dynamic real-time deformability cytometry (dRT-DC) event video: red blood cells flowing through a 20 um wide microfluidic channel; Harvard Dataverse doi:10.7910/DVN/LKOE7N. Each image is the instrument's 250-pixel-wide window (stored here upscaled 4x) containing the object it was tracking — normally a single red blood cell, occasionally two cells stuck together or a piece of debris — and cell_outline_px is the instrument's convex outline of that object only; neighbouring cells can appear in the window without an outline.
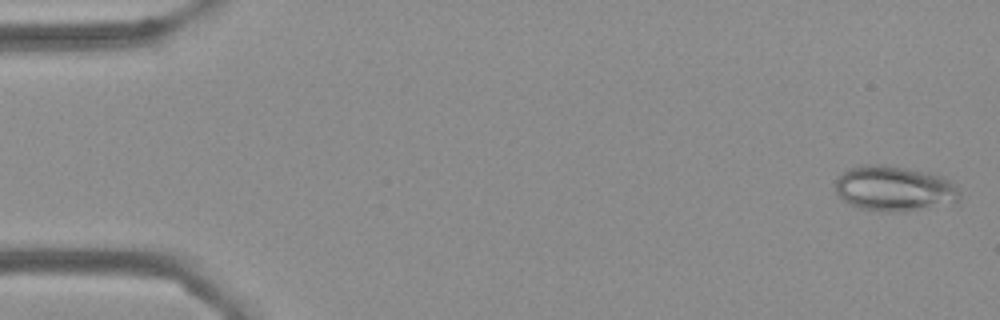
{"species": "Egyptian fruit bat (a non-hibernating species)", "species_latin": "Rousettus aegyptiacus", "temperature_condition": "cold", "stored_images_in_passage": 56, "camera_frame_rate_fps": 3000, "um_per_image_px": 0.085, "frame": {"image": 1, "passage_image": 2, "time_ms": 0.333, "image_size_px": [1000, 320], "cell_outline_px": [[960, 200], [904, 212], [892, 212], [860, 208], [844, 200], [836, 192], [836, 176], [848, 168], [860, 164], [884, 164], [932, 172], [944, 176], [956, 184], [960, 188]], "centroid_in_image_um": [76.03, 15.98], "position_along_channel_um": 9.0, "area_um2": 33.12}}
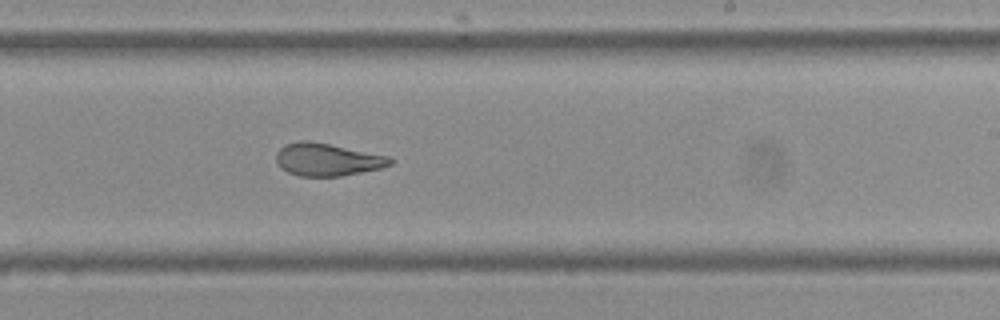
{"frame": {"image": 2, "passage_image": 34, "time_ms": 11.0, "image_size_px": [1000, 320], "cell_outline_px": [[396, 160], [392, 164], [380, 168], [340, 176], [300, 176], [288, 172], [280, 168], [276, 160], [276, 152], [284, 144], [300, 140], [308, 140], [392, 156]], "centroid_in_image_um": [27.84, 13.55], "position_along_channel_um": 261.2, "area_um2": 21.85}}
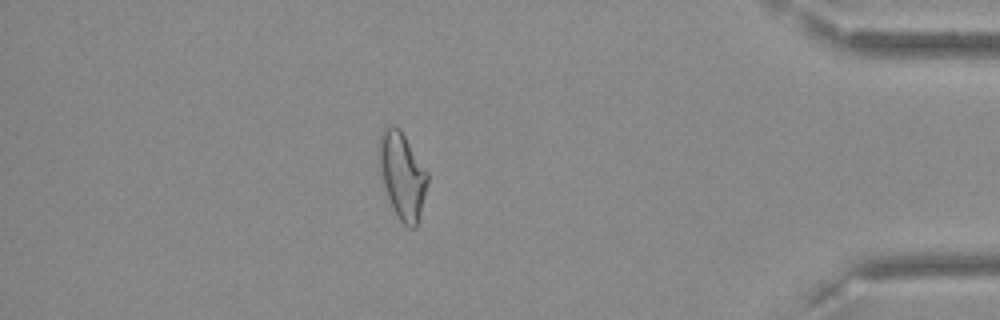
{"frame": {"image": 3, "passage_image": 49, "time_ms": 16.0, "image_size_px": [1000, 320], "cell_outline_px": [[428, 180], [416, 228], [408, 228], [396, 216], [388, 196], [376, 160], [376, 152], [380, 132], [384, 124], [392, 124], [400, 128], [428, 172]], "centroid_in_image_um": [34.14, 14.82], "position_along_channel_um": 401.1, "area_um2": 24.85}, "authors_computed_cell_mechanics": {"area_um2": 24.4494, "velocity_mm_per_s": 3.6128, "shape_relaxation_time_tau1_ms": null, "shape_relaxation_time_tau2_ms": 1.9506, "deformation_change_tau1": null, "deformation_change_tau2": 0.0881}}